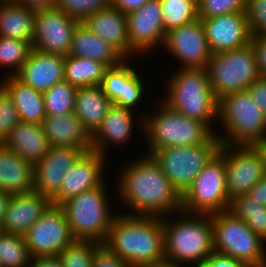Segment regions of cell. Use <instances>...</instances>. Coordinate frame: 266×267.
Instances as JSON below:
<instances>
[{
	"instance_id": "cell-1",
	"label": "cell",
	"mask_w": 266,
	"mask_h": 267,
	"mask_svg": "<svg viewBox=\"0 0 266 267\" xmlns=\"http://www.w3.org/2000/svg\"><path fill=\"white\" fill-rule=\"evenodd\" d=\"M140 156L123 164L118 171L114 191L115 197L127 208L124 213L165 217L181 211L182 195L160 165L150 154Z\"/></svg>"
},
{
	"instance_id": "cell-2",
	"label": "cell",
	"mask_w": 266,
	"mask_h": 267,
	"mask_svg": "<svg viewBox=\"0 0 266 267\" xmlns=\"http://www.w3.org/2000/svg\"><path fill=\"white\" fill-rule=\"evenodd\" d=\"M103 244L131 267L164 262L163 217L132 215L120 211Z\"/></svg>"
},
{
	"instance_id": "cell-3",
	"label": "cell",
	"mask_w": 266,
	"mask_h": 267,
	"mask_svg": "<svg viewBox=\"0 0 266 267\" xmlns=\"http://www.w3.org/2000/svg\"><path fill=\"white\" fill-rule=\"evenodd\" d=\"M163 228L166 262L198 267L214 251L213 225L209 214L181 210L163 217Z\"/></svg>"
},
{
	"instance_id": "cell-4",
	"label": "cell",
	"mask_w": 266,
	"mask_h": 267,
	"mask_svg": "<svg viewBox=\"0 0 266 267\" xmlns=\"http://www.w3.org/2000/svg\"><path fill=\"white\" fill-rule=\"evenodd\" d=\"M165 82V95L159 98L186 117L205 122L215 133L218 98L215 96L206 68H177ZM215 122V123H214Z\"/></svg>"
},
{
	"instance_id": "cell-5",
	"label": "cell",
	"mask_w": 266,
	"mask_h": 267,
	"mask_svg": "<svg viewBox=\"0 0 266 267\" xmlns=\"http://www.w3.org/2000/svg\"><path fill=\"white\" fill-rule=\"evenodd\" d=\"M154 106L145 111H137L144 118L143 142L146 154L169 146H187L206 143L215 132L205 123L186 117L170 108L160 98ZM156 107V108H155ZM148 110V111H147Z\"/></svg>"
},
{
	"instance_id": "cell-6",
	"label": "cell",
	"mask_w": 266,
	"mask_h": 267,
	"mask_svg": "<svg viewBox=\"0 0 266 267\" xmlns=\"http://www.w3.org/2000/svg\"><path fill=\"white\" fill-rule=\"evenodd\" d=\"M224 133H215L221 145L250 146L266 137V117L247 90L218 99L217 123Z\"/></svg>"
},
{
	"instance_id": "cell-7",
	"label": "cell",
	"mask_w": 266,
	"mask_h": 267,
	"mask_svg": "<svg viewBox=\"0 0 266 267\" xmlns=\"http://www.w3.org/2000/svg\"><path fill=\"white\" fill-rule=\"evenodd\" d=\"M107 183L64 201L69 229L75 240H93L104 243L118 211L112 210ZM111 205V206H110ZM112 210V211H111Z\"/></svg>"
},
{
	"instance_id": "cell-8",
	"label": "cell",
	"mask_w": 266,
	"mask_h": 267,
	"mask_svg": "<svg viewBox=\"0 0 266 267\" xmlns=\"http://www.w3.org/2000/svg\"><path fill=\"white\" fill-rule=\"evenodd\" d=\"M214 251L245 263L248 267H266V241L245 222L225 210L211 214Z\"/></svg>"
},
{
	"instance_id": "cell-9",
	"label": "cell",
	"mask_w": 266,
	"mask_h": 267,
	"mask_svg": "<svg viewBox=\"0 0 266 267\" xmlns=\"http://www.w3.org/2000/svg\"><path fill=\"white\" fill-rule=\"evenodd\" d=\"M220 147L221 143L214 134L206 143L163 147L154 150L150 155L183 195L204 166L219 152Z\"/></svg>"
},
{
	"instance_id": "cell-10",
	"label": "cell",
	"mask_w": 266,
	"mask_h": 267,
	"mask_svg": "<svg viewBox=\"0 0 266 267\" xmlns=\"http://www.w3.org/2000/svg\"><path fill=\"white\" fill-rule=\"evenodd\" d=\"M206 70L210 86L218 99L228 93L246 90L260 77L255 52L250 44L212 54Z\"/></svg>"
},
{
	"instance_id": "cell-11",
	"label": "cell",
	"mask_w": 266,
	"mask_h": 267,
	"mask_svg": "<svg viewBox=\"0 0 266 267\" xmlns=\"http://www.w3.org/2000/svg\"><path fill=\"white\" fill-rule=\"evenodd\" d=\"M224 163V145L204 166L193 184L182 195V211L198 214H213L228 210Z\"/></svg>"
},
{
	"instance_id": "cell-12",
	"label": "cell",
	"mask_w": 266,
	"mask_h": 267,
	"mask_svg": "<svg viewBox=\"0 0 266 267\" xmlns=\"http://www.w3.org/2000/svg\"><path fill=\"white\" fill-rule=\"evenodd\" d=\"M23 236L32 258L58 256L75 240L64 210L53 204Z\"/></svg>"
},
{
	"instance_id": "cell-13",
	"label": "cell",
	"mask_w": 266,
	"mask_h": 267,
	"mask_svg": "<svg viewBox=\"0 0 266 267\" xmlns=\"http://www.w3.org/2000/svg\"><path fill=\"white\" fill-rule=\"evenodd\" d=\"M162 49L179 62V69L206 68L212 55L200 18L168 31Z\"/></svg>"
},
{
	"instance_id": "cell-14",
	"label": "cell",
	"mask_w": 266,
	"mask_h": 267,
	"mask_svg": "<svg viewBox=\"0 0 266 267\" xmlns=\"http://www.w3.org/2000/svg\"><path fill=\"white\" fill-rule=\"evenodd\" d=\"M79 24L56 7L36 10L31 47L41 52L67 56Z\"/></svg>"
},
{
	"instance_id": "cell-15",
	"label": "cell",
	"mask_w": 266,
	"mask_h": 267,
	"mask_svg": "<svg viewBox=\"0 0 266 267\" xmlns=\"http://www.w3.org/2000/svg\"><path fill=\"white\" fill-rule=\"evenodd\" d=\"M224 163L229 200L247 194L265 176L258 154L249 145H224Z\"/></svg>"
},
{
	"instance_id": "cell-16",
	"label": "cell",
	"mask_w": 266,
	"mask_h": 267,
	"mask_svg": "<svg viewBox=\"0 0 266 267\" xmlns=\"http://www.w3.org/2000/svg\"><path fill=\"white\" fill-rule=\"evenodd\" d=\"M133 112L134 110L132 109L113 104L99 127L91 135L92 151L98 152L108 158L110 155L107 153L109 148L113 146L119 148L123 144L124 146L127 145L129 143L128 141L133 139L134 131L139 129L142 135L141 138H143L144 118L138 114L136 118L134 115L136 113ZM135 125L139 126L135 128Z\"/></svg>"
},
{
	"instance_id": "cell-17",
	"label": "cell",
	"mask_w": 266,
	"mask_h": 267,
	"mask_svg": "<svg viewBox=\"0 0 266 267\" xmlns=\"http://www.w3.org/2000/svg\"><path fill=\"white\" fill-rule=\"evenodd\" d=\"M160 0H148L140 9L126 14L131 47L142 57L163 46L166 32Z\"/></svg>"
},
{
	"instance_id": "cell-18",
	"label": "cell",
	"mask_w": 266,
	"mask_h": 267,
	"mask_svg": "<svg viewBox=\"0 0 266 267\" xmlns=\"http://www.w3.org/2000/svg\"><path fill=\"white\" fill-rule=\"evenodd\" d=\"M129 61L124 59L119 65L108 67L100 86L114 105L136 109V112L148 91L145 90V78L142 79L141 72L133 68Z\"/></svg>"
},
{
	"instance_id": "cell-19",
	"label": "cell",
	"mask_w": 266,
	"mask_h": 267,
	"mask_svg": "<svg viewBox=\"0 0 266 267\" xmlns=\"http://www.w3.org/2000/svg\"><path fill=\"white\" fill-rule=\"evenodd\" d=\"M106 158L92 150L84 153L65 173L61 189L51 200L52 204L60 206L71 197L77 196L84 191L101 187L107 181L104 167L109 162H107L108 159Z\"/></svg>"
},
{
	"instance_id": "cell-20",
	"label": "cell",
	"mask_w": 266,
	"mask_h": 267,
	"mask_svg": "<svg viewBox=\"0 0 266 267\" xmlns=\"http://www.w3.org/2000/svg\"><path fill=\"white\" fill-rule=\"evenodd\" d=\"M84 153L83 148L50 146L34 164V191L52 200L61 189L65 173Z\"/></svg>"
},
{
	"instance_id": "cell-21",
	"label": "cell",
	"mask_w": 266,
	"mask_h": 267,
	"mask_svg": "<svg viewBox=\"0 0 266 267\" xmlns=\"http://www.w3.org/2000/svg\"><path fill=\"white\" fill-rule=\"evenodd\" d=\"M200 19L212 54L239 49L250 44L251 34L245 12Z\"/></svg>"
},
{
	"instance_id": "cell-22",
	"label": "cell",
	"mask_w": 266,
	"mask_h": 267,
	"mask_svg": "<svg viewBox=\"0 0 266 267\" xmlns=\"http://www.w3.org/2000/svg\"><path fill=\"white\" fill-rule=\"evenodd\" d=\"M82 24L114 47L125 59L141 57L130 45L127 17L119 9L113 6L103 8L88 16Z\"/></svg>"
},
{
	"instance_id": "cell-23",
	"label": "cell",
	"mask_w": 266,
	"mask_h": 267,
	"mask_svg": "<svg viewBox=\"0 0 266 267\" xmlns=\"http://www.w3.org/2000/svg\"><path fill=\"white\" fill-rule=\"evenodd\" d=\"M64 55L31 49L21 70L15 75L24 84L44 92L64 80Z\"/></svg>"
},
{
	"instance_id": "cell-24",
	"label": "cell",
	"mask_w": 266,
	"mask_h": 267,
	"mask_svg": "<svg viewBox=\"0 0 266 267\" xmlns=\"http://www.w3.org/2000/svg\"><path fill=\"white\" fill-rule=\"evenodd\" d=\"M51 205L49 198L35 191L11 195L2 222L3 232L24 235Z\"/></svg>"
},
{
	"instance_id": "cell-25",
	"label": "cell",
	"mask_w": 266,
	"mask_h": 267,
	"mask_svg": "<svg viewBox=\"0 0 266 267\" xmlns=\"http://www.w3.org/2000/svg\"><path fill=\"white\" fill-rule=\"evenodd\" d=\"M42 128L50 146L83 148L86 152L92 150L91 135L75 113L46 116Z\"/></svg>"
},
{
	"instance_id": "cell-26",
	"label": "cell",
	"mask_w": 266,
	"mask_h": 267,
	"mask_svg": "<svg viewBox=\"0 0 266 267\" xmlns=\"http://www.w3.org/2000/svg\"><path fill=\"white\" fill-rule=\"evenodd\" d=\"M0 190L11 195L34 191V164L0 143Z\"/></svg>"
},
{
	"instance_id": "cell-27",
	"label": "cell",
	"mask_w": 266,
	"mask_h": 267,
	"mask_svg": "<svg viewBox=\"0 0 266 267\" xmlns=\"http://www.w3.org/2000/svg\"><path fill=\"white\" fill-rule=\"evenodd\" d=\"M2 144L33 164L39 162L50 148L42 124L20 121Z\"/></svg>"
},
{
	"instance_id": "cell-28",
	"label": "cell",
	"mask_w": 266,
	"mask_h": 267,
	"mask_svg": "<svg viewBox=\"0 0 266 267\" xmlns=\"http://www.w3.org/2000/svg\"><path fill=\"white\" fill-rule=\"evenodd\" d=\"M0 81V86L15 104L21 121L42 124L46 117L43 92L24 84L13 75H3Z\"/></svg>"
},
{
	"instance_id": "cell-29",
	"label": "cell",
	"mask_w": 266,
	"mask_h": 267,
	"mask_svg": "<svg viewBox=\"0 0 266 267\" xmlns=\"http://www.w3.org/2000/svg\"><path fill=\"white\" fill-rule=\"evenodd\" d=\"M68 55L94 59L107 67L117 66L125 59L114 47L89 31L82 23L74 31Z\"/></svg>"
},
{
	"instance_id": "cell-30",
	"label": "cell",
	"mask_w": 266,
	"mask_h": 267,
	"mask_svg": "<svg viewBox=\"0 0 266 267\" xmlns=\"http://www.w3.org/2000/svg\"><path fill=\"white\" fill-rule=\"evenodd\" d=\"M112 105L101 86L76 89L74 113L90 135L99 127Z\"/></svg>"
},
{
	"instance_id": "cell-31",
	"label": "cell",
	"mask_w": 266,
	"mask_h": 267,
	"mask_svg": "<svg viewBox=\"0 0 266 267\" xmlns=\"http://www.w3.org/2000/svg\"><path fill=\"white\" fill-rule=\"evenodd\" d=\"M35 10L0 0V36L22 40L32 45Z\"/></svg>"
},
{
	"instance_id": "cell-32",
	"label": "cell",
	"mask_w": 266,
	"mask_h": 267,
	"mask_svg": "<svg viewBox=\"0 0 266 267\" xmlns=\"http://www.w3.org/2000/svg\"><path fill=\"white\" fill-rule=\"evenodd\" d=\"M107 68L94 59L67 55L64 59V81L76 88L100 86Z\"/></svg>"
},
{
	"instance_id": "cell-33",
	"label": "cell",
	"mask_w": 266,
	"mask_h": 267,
	"mask_svg": "<svg viewBox=\"0 0 266 267\" xmlns=\"http://www.w3.org/2000/svg\"><path fill=\"white\" fill-rule=\"evenodd\" d=\"M228 211L242 219L253 232L266 241V206L244 194L230 200Z\"/></svg>"
},
{
	"instance_id": "cell-34",
	"label": "cell",
	"mask_w": 266,
	"mask_h": 267,
	"mask_svg": "<svg viewBox=\"0 0 266 267\" xmlns=\"http://www.w3.org/2000/svg\"><path fill=\"white\" fill-rule=\"evenodd\" d=\"M76 87L67 81L56 83L43 92L46 116L74 113Z\"/></svg>"
},
{
	"instance_id": "cell-35",
	"label": "cell",
	"mask_w": 266,
	"mask_h": 267,
	"mask_svg": "<svg viewBox=\"0 0 266 267\" xmlns=\"http://www.w3.org/2000/svg\"><path fill=\"white\" fill-rule=\"evenodd\" d=\"M165 32L198 19L197 0H160Z\"/></svg>"
},
{
	"instance_id": "cell-36",
	"label": "cell",
	"mask_w": 266,
	"mask_h": 267,
	"mask_svg": "<svg viewBox=\"0 0 266 267\" xmlns=\"http://www.w3.org/2000/svg\"><path fill=\"white\" fill-rule=\"evenodd\" d=\"M31 255L20 234H0V266L1 267H30Z\"/></svg>"
},
{
	"instance_id": "cell-37",
	"label": "cell",
	"mask_w": 266,
	"mask_h": 267,
	"mask_svg": "<svg viewBox=\"0 0 266 267\" xmlns=\"http://www.w3.org/2000/svg\"><path fill=\"white\" fill-rule=\"evenodd\" d=\"M31 49L28 42L0 36V68L10 70L6 76H15L21 70Z\"/></svg>"
},
{
	"instance_id": "cell-38",
	"label": "cell",
	"mask_w": 266,
	"mask_h": 267,
	"mask_svg": "<svg viewBox=\"0 0 266 267\" xmlns=\"http://www.w3.org/2000/svg\"><path fill=\"white\" fill-rule=\"evenodd\" d=\"M100 244L93 240H74L58 257L63 267H93L95 249Z\"/></svg>"
},
{
	"instance_id": "cell-39",
	"label": "cell",
	"mask_w": 266,
	"mask_h": 267,
	"mask_svg": "<svg viewBox=\"0 0 266 267\" xmlns=\"http://www.w3.org/2000/svg\"><path fill=\"white\" fill-rule=\"evenodd\" d=\"M112 6V0H57L55 7L82 23L88 16Z\"/></svg>"
},
{
	"instance_id": "cell-40",
	"label": "cell",
	"mask_w": 266,
	"mask_h": 267,
	"mask_svg": "<svg viewBox=\"0 0 266 267\" xmlns=\"http://www.w3.org/2000/svg\"><path fill=\"white\" fill-rule=\"evenodd\" d=\"M246 0H197L198 18H212L232 12H245Z\"/></svg>"
},
{
	"instance_id": "cell-41",
	"label": "cell",
	"mask_w": 266,
	"mask_h": 267,
	"mask_svg": "<svg viewBox=\"0 0 266 267\" xmlns=\"http://www.w3.org/2000/svg\"><path fill=\"white\" fill-rule=\"evenodd\" d=\"M21 121L19 112L11 97L0 86V143L9 135L10 131Z\"/></svg>"
},
{
	"instance_id": "cell-42",
	"label": "cell",
	"mask_w": 266,
	"mask_h": 267,
	"mask_svg": "<svg viewBox=\"0 0 266 267\" xmlns=\"http://www.w3.org/2000/svg\"><path fill=\"white\" fill-rule=\"evenodd\" d=\"M245 13L251 36H266V0H246Z\"/></svg>"
},
{
	"instance_id": "cell-43",
	"label": "cell",
	"mask_w": 266,
	"mask_h": 267,
	"mask_svg": "<svg viewBox=\"0 0 266 267\" xmlns=\"http://www.w3.org/2000/svg\"><path fill=\"white\" fill-rule=\"evenodd\" d=\"M93 267H131L105 244L101 243L93 256Z\"/></svg>"
},
{
	"instance_id": "cell-44",
	"label": "cell",
	"mask_w": 266,
	"mask_h": 267,
	"mask_svg": "<svg viewBox=\"0 0 266 267\" xmlns=\"http://www.w3.org/2000/svg\"><path fill=\"white\" fill-rule=\"evenodd\" d=\"M250 45L255 52L258 74L266 78V36H251Z\"/></svg>"
},
{
	"instance_id": "cell-45",
	"label": "cell",
	"mask_w": 266,
	"mask_h": 267,
	"mask_svg": "<svg viewBox=\"0 0 266 267\" xmlns=\"http://www.w3.org/2000/svg\"><path fill=\"white\" fill-rule=\"evenodd\" d=\"M246 90L266 117V78L259 77Z\"/></svg>"
},
{
	"instance_id": "cell-46",
	"label": "cell",
	"mask_w": 266,
	"mask_h": 267,
	"mask_svg": "<svg viewBox=\"0 0 266 267\" xmlns=\"http://www.w3.org/2000/svg\"><path fill=\"white\" fill-rule=\"evenodd\" d=\"M198 267H248L245 263L238 261L228 255L213 251L211 255Z\"/></svg>"
},
{
	"instance_id": "cell-47",
	"label": "cell",
	"mask_w": 266,
	"mask_h": 267,
	"mask_svg": "<svg viewBox=\"0 0 266 267\" xmlns=\"http://www.w3.org/2000/svg\"><path fill=\"white\" fill-rule=\"evenodd\" d=\"M247 195L261 205L266 206V175L249 189Z\"/></svg>"
},
{
	"instance_id": "cell-48",
	"label": "cell",
	"mask_w": 266,
	"mask_h": 267,
	"mask_svg": "<svg viewBox=\"0 0 266 267\" xmlns=\"http://www.w3.org/2000/svg\"><path fill=\"white\" fill-rule=\"evenodd\" d=\"M15 4L32 9L43 10L53 8L57 0H12Z\"/></svg>"
},
{
	"instance_id": "cell-49",
	"label": "cell",
	"mask_w": 266,
	"mask_h": 267,
	"mask_svg": "<svg viewBox=\"0 0 266 267\" xmlns=\"http://www.w3.org/2000/svg\"><path fill=\"white\" fill-rule=\"evenodd\" d=\"M148 0H112V6L124 14L140 9Z\"/></svg>"
},
{
	"instance_id": "cell-50",
	"label": "cell",
	"mask_w": 266,
	"mask_h": 267,
	"mask_svg": "<svg viewBox=\"0 0 266 267\" xmlns=\"http://www.w3.org/2000/svg\"><path fill=\"white\" fill-rule=\"evenodd\" d=\"M30 267H63L58 256L37 257L31 259Z\"/></svg>"
},
{
	"instance_id": "cell-51",
	"label": "cell",
	"mask_w": 266,
	"mask_h": 267,
	"mask_svg": "<svg viewBox=\"0 0 266 267\" xmlns=\"http://www.w3.org/2000/svg\"><path fill=\"white\" fill-rule=\"evenodd\" d=\"M250 146L258 154L261 164H262L263 172L266 175V137L260 140H257L256 142L252 143Z\"/></svg>"
},
{
	"instance_id": "cell-52",
	"label": "cell",
	"mask_w": 266,
	"mask_h": 267,
	"mask_svg": "<svg viewBox=\"0 0 266 267\" xmlns=\"http://www.w3.org/2000/svg\"><path fill=\"white\" fill-rule=\"evenodd\" d=\"M10 199H11V194H8L0 190V223H2L4 220Z\"/></svg>"
},
{
	"instance_id": "cell-53",
	"label": "cell",
	"mask_w": 266,
	"mask_h": 267,
	"mask_svg": "<svg viewBox=\"0 0 266 267\" xmlns=\"http://www.w3.org/2000/svg\"><path fill=\"white\" fill-rule=\"evenodd\" d=\"M146 267H187V266L176 265L174 263H169V262L164 261V262L153 264V265L146 266Z\"/></svg>"
},
{
	"instance_id": "cell-54",
	"label": "cell",
	"mask_w": 266,
	"mask_h": 267,
	"mask_svg": "<svg viewBox=\"0 0 266 267\" xmlns=\"http://www.w3.org/2000/svg\"><path fill=\"white\" fill-rule=\"evenodd\" d=\"M3 232L2 230V223H0V234Z\"/></svg>"
}]
</instances>
